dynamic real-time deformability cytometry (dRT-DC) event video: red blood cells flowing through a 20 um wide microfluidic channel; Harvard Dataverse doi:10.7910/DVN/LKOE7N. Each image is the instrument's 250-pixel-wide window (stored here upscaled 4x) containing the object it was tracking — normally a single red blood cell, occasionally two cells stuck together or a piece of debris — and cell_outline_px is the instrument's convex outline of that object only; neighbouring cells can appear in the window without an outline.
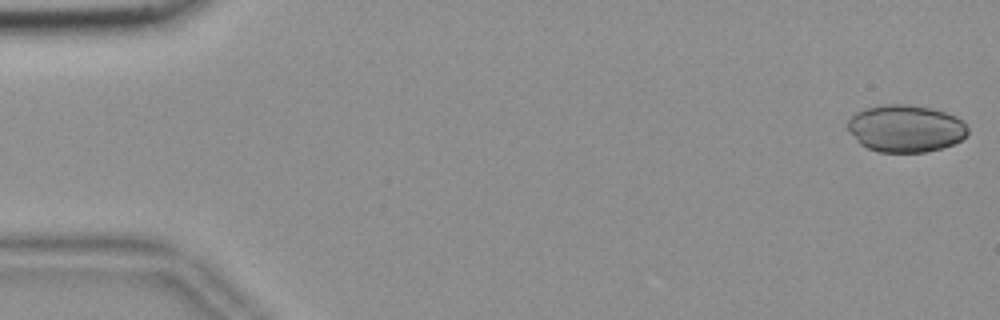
{"species": "common noctule bat (a hibernating species)", "species_latin": "Nyctalus noctula", "temperature_condition": "room temperature", "stored_images_in_passage": 55, "camera_frame_rate_fps": 3000, "um_per_image_px": 0.085, "animal": {"sex": "female", "body_mass_g": 18.4}, "frame": {"image": 1, "passage_image": 1, "time_ms": 0.0, "image_size_px": [1000, 320], "cell_outline_px": [[968, 132], [960, 140], [952, 144], [940, 148], [924, 152], [876, 152], [860, 144], [848, 132], [848, 120], [856, 112], [864, 108], [880, 104], [908, 104], [932, 108], [956, 116], [968, 128]], "centroid_in_image_um": [76.93, 10.91], "position_along_channel_um": 8.1, "area_um2": 33.12}}